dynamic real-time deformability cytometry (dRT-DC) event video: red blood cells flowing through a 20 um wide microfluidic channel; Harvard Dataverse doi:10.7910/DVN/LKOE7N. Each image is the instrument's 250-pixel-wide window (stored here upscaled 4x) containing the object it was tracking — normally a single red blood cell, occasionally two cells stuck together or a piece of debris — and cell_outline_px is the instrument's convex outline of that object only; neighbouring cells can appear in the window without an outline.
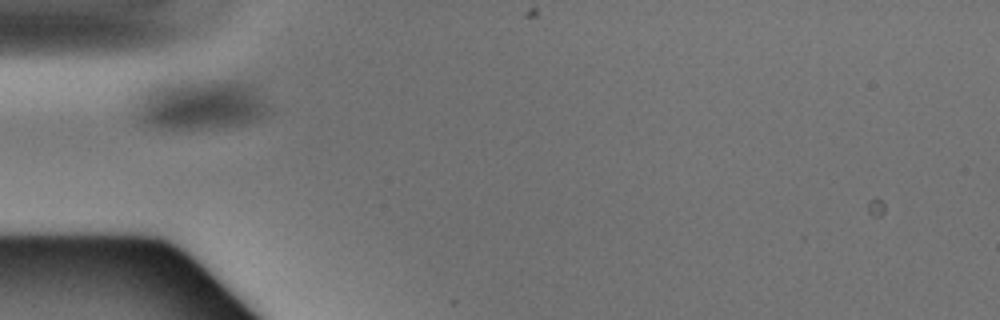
{"species": "Egyptian fruit bat (a non-hibernating species)", "species_latin": "Rousettus aegyptiacus", "temperature_condition": "warm", "stored_images_in_passage": 20, "camera_frame_rate_fps": 3000, "um_per_image_px": 0.085, "animal": {"sex": "male"}, "frame": {"image": 1, "passage_image": 1, "time_ms": 0.0, "image_size_px": [1000, 320], "cell_outline_px": [[272, 112], [268, 116], [260, 120], [228, 128], [152, 128], [140, 124], [136, 120], [132, 108], [136, 100], [144, 92], [160, 84], [212, 80], [240, 80], [252, 84]], "centroid_in_image_um": [17.05, 8.94], "position_along_channel_um": 68.0, "area_um2": 39.82}}
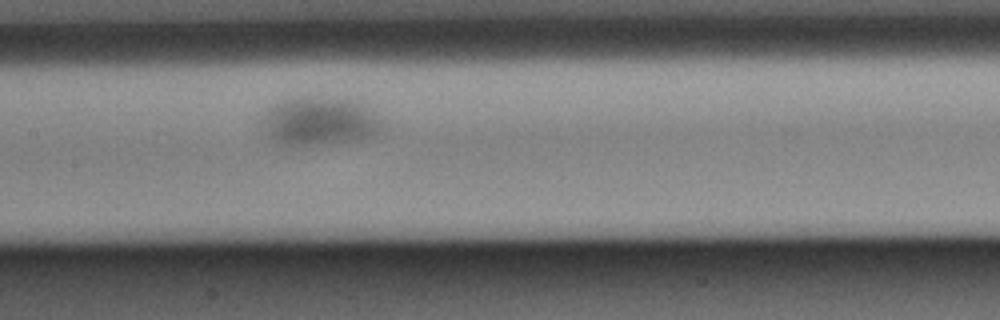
{"frame": {"image": 2, "passage_image": 9, "time_ms": 2.667, "image_size_px": [1000, 320], "cell_outline_px": [[392, 128], [376, 136], [360, 140], [324, 144], [280, 144], [260, 136], [256, 116], [272, 104], [288, 96], [348, 96], [360, 100], [368, 104], [384, 116]], "centroid_in_image_um": [27.22, 10.25], "position_along_channel_um": 180.2, "area_um2": 37.74}}
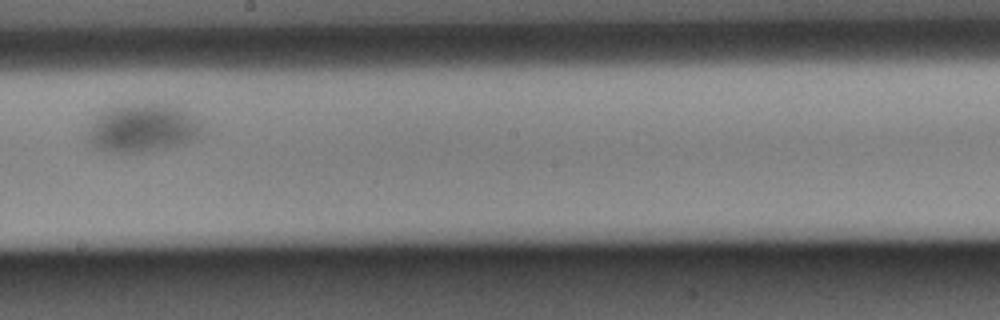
{"frame": {"image": 3, "passage_image": 13, "time_ms": 4.0, "image_size_px": [1000, 320], "cell_outline_px": [[204, 128], [192, 140], [184, 144], [148, 152], [124, 156], [108, 152], [96, 148], [88, 140], [88, 124], [104, 108], [116, 104], [148, 100], [172, 104], [204, 120]], "centroid_in_image_um": [12.11, 10.85], "position_along_channel_um": 236.1, "area_um2": 34.39}}